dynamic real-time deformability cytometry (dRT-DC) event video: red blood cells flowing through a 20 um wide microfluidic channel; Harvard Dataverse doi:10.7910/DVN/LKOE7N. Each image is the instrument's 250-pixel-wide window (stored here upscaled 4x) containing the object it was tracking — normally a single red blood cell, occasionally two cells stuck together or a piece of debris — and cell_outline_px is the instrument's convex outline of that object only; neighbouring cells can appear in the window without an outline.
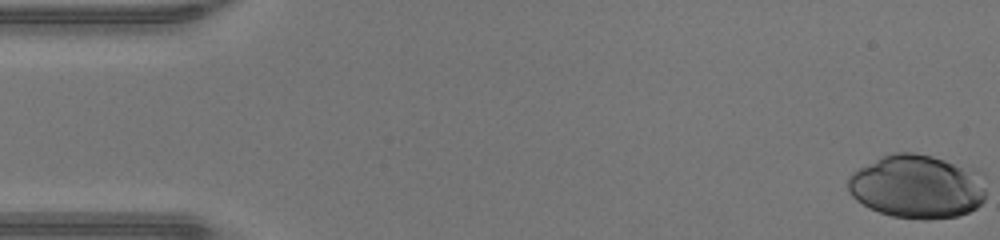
{"species": "human", "species_latin": "Homo sapiens", "temperature_condition": "warm", "stored_images_in_passage": 40, "camera_frame_rate_fps": 3000, "um_per_image_px": 0.085, "donor": {"sex": "male"}, "frame": {"image": 1, "passage_image": 1, "time_ms": 0.0, "image_size_px": [1000, 240], "cell_outline_px": [[984, 200], [976, 208], [968, 212], [956, 216], [928, 220], [924, 220], [892, 216], [868, 208], [856, 200], [848, 192], [848, 176], [852, 172], [880, 156], [892, 152], [912, 152], [932, 156], [980, 168], [984, 172]], "centroid_in_image_um": [77.99, 15.83], "position_along_channel_um": 7.0, "area_um2": 52.25}}
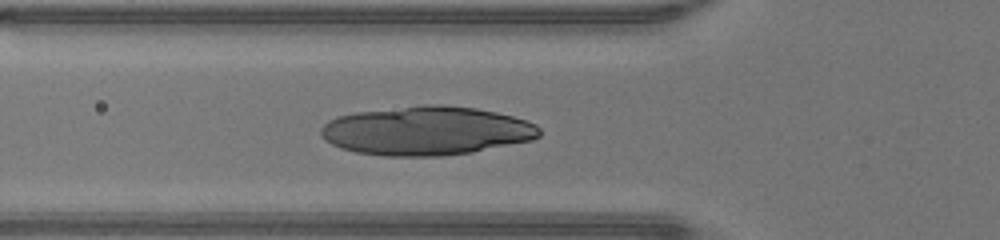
{"frame": {"image": 2, "passage_image": 17, "time_ms": 5.333, "image_size_px": [1000, 240], "cell_outline_px": [[540, 136], [532, 140], [472, 152], [440, 156], [384, 156], [356, 152], [340, 148], [324, 140], [320, 136], [320, 128], [328, 120], [336, 116], [356, 112], [420, 104], [444, 104], [476, 108], [496, 112], [512, 116], [536, 124], [540, 128]], "centroid_in_image_um": [36.21, 11.11], "position_along_channel_um": 89.6, "area_um2": 62.66}}
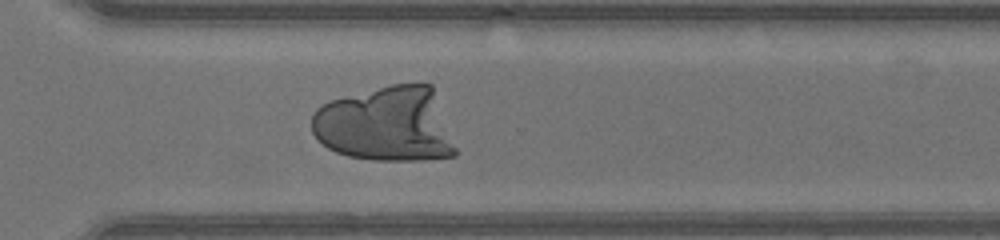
{"frame": {"image": 3, "passage_image": 34, "time_ms": 11.0, "image_size_px": [1000, 240], "cell_outline_px": [[456, 156], [420, 160], [372, 160], [348, 156], [336, 152], [328, 148], [312, 132], [312, 116], [316, 108], [332, 100], [392, 84], [432, 84], [456, 148]], "centroid_in_image_um": [32.82, 10.58], "position_along_channel_um": 337.8, "area_um2": 62.66}}